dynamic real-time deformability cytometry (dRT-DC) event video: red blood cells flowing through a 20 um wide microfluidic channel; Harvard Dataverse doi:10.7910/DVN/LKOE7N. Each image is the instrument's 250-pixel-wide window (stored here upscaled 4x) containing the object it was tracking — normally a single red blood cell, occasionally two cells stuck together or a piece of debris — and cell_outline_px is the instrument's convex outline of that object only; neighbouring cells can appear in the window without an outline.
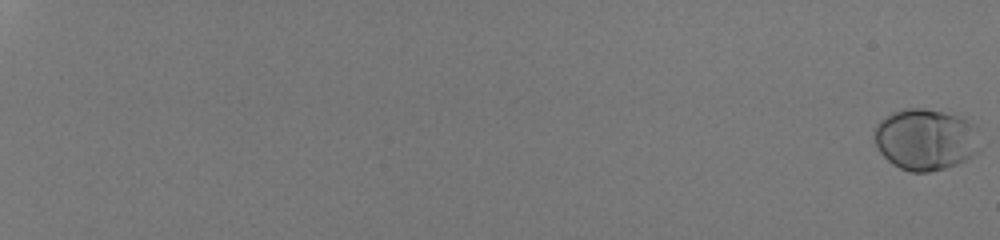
{"species": "human", "species_latin": "Homo sapiens", "temperature_condition": "room temperature", "stored_images_in_passage": 56, "camera_frame_rate_fps": 3000, "um_per_image_px": 0.085, "donor": {"sex": "male"}, "frame": {"image": 1, "passage_image": 1, "time_ms": 0.0, "image_size_px": [1000, 240], "cell_outline_px": [[980, 148], [972, 156], [956, 164], [944, 168], [928, 172], [912, 172], [900, 168], [892, 164], [876, 148], [872, 136], [876, 124], [880, 120], [892, 112], [904, 108], [924, 108], [944, 112], [968, 120], [976, 124]], "centroid_in_image_um": [78.65, 11.84], "position_along_channel_um": 6.4, "area_um2": 38.21}}
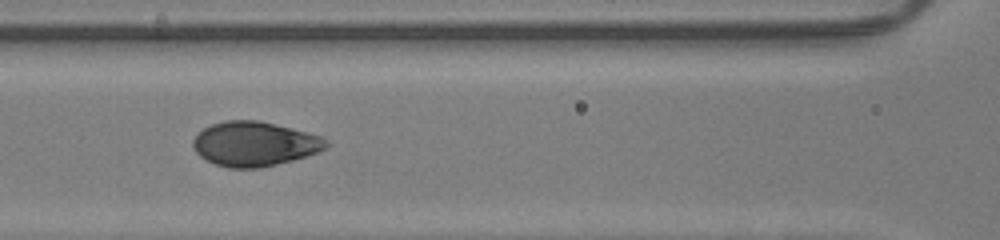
{"frame": {"image": 2, "passage_image": 32, "time_ms": 10.333, "image_size_px": [1000, 240], "cell_outline_px": [[328, 148], [292, 160], [260, 168], [228, 168], [216, 164], [200, 156], [196, 152], [192, 144], [192, 140], [204, 128], [212, 124], [224, 120], [260, 120], [292, 128], [320, 136], [328, 140]], "centroid_in_image_um": [21.63, 12.22], "position_along_channel_um": 145.0, "area_um2": 34.39}}
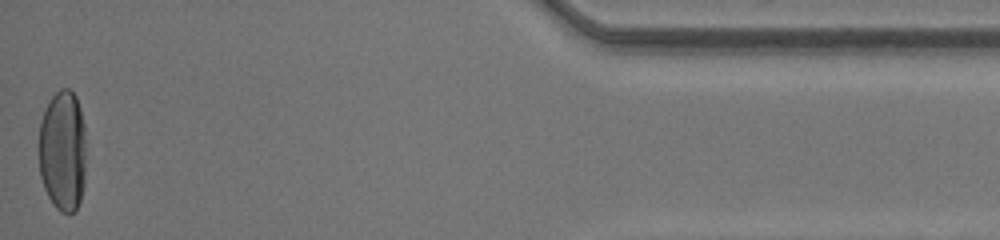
{"frame": {"image": 3, "passage_image": 56, "time_ms": 18.333, "image_size_px": [1000, 240], "cell_outline_px": [[84, 184], [80, 200], [76, 212], [60, 212], [52, 204], [44, 188], [40, 176], [40, 120], [52, 96], [60, 88], [68, 88], [76, 96], [80, 108], [84, 124]], "centroid_in_image_um": [5.33, 12.83], "position_along_channel_um": 429.9, "area_um2": 33.23}, "authors_computed_cell_mechanics": {"area_um2": 35.836, "velocity_mm_per_s": 4.2543, "shape_relaxation_time_tau1_ms": 3.3909, "shape_relaxation_time_tau2_ms": null, "deformation_change_tau1": 0.1866, "deformation_change_tau2": null}}